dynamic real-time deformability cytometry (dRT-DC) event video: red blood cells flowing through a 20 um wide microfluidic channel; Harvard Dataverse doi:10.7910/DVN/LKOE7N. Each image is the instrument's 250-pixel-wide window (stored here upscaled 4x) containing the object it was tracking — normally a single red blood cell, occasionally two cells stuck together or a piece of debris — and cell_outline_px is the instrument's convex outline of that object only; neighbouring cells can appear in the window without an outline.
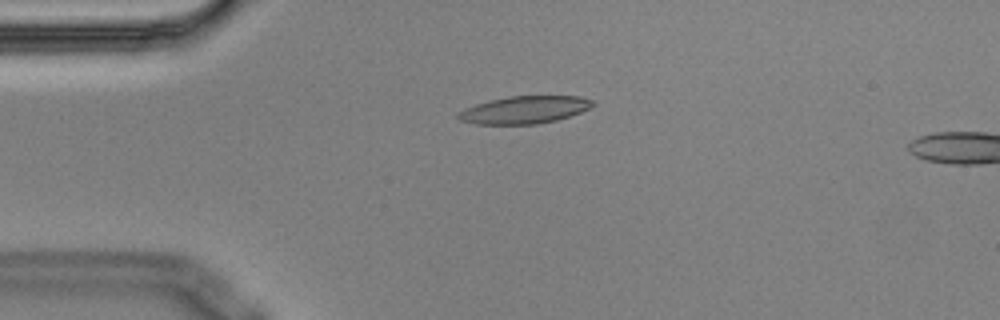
{"species": "Egyptian fruit bat (a non-hibernating species)", "species_latin": "Rousettus aegyptiacus", "temperature_condition": "cold", "stored_images_in_passage": 5, "camera_frame_rate_fps": 3000, "um_per_image_px": 0.085, "animal": {"sex": "male"}, "frame": {"image": 1, "passage_image": 4, "time_ms": 1.0, "image_size_px": [1000, 320], "cell_outline_px": [[596, 104], [580, 112], [556, 120], [536, 124], [476, 124], [460, 120], [456, 116], [464, 108], [488, 100], [508, 96], [580, 96], [596, 100]], "centroid_in_image_um": [44.59, 9.32], "position_along_channel_um": 40.4, "area_um2": 21.56}}